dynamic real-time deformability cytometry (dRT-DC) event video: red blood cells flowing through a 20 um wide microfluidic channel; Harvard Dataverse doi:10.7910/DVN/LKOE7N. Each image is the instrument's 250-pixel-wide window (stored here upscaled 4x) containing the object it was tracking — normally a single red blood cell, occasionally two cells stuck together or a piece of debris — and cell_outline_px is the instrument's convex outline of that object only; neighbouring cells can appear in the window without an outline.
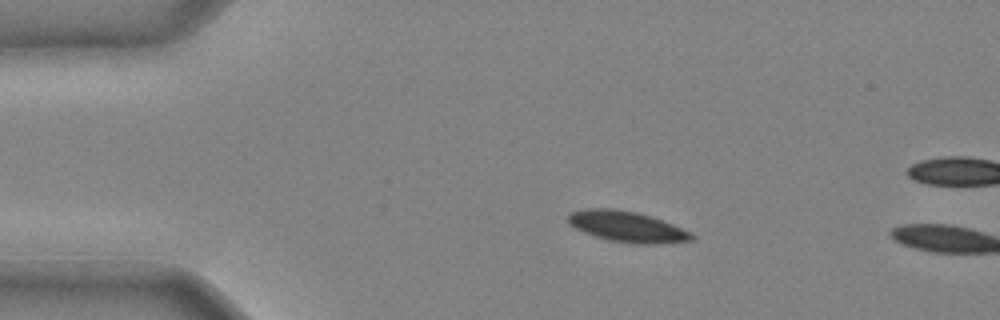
{"species": "common noctule bat (a hibernating species)", "species_latin": "Nyctalus noctula", "temperature_condition": "cold", "stored_images_in_passage": 9, "camera_frame_rate_fps": 3000, "um_per_image_px": 0.085, "animal": {"sex": "male", "body_mass_g": 20.4}, "frame": {"image": 1, "passage_image": 8, "time_ms": 2.333, "image_size_px": [1000, 320], "cell_outline_px": [[696, 236], [692, 240], [656, 244], [632, 244], [608, 240], [584, 232], [568, 224], [568, 212], [588, 208], [612, 208], [636, 212], [672, 224], [692, 232]], "centroid_in_image_um": [53.28, 19.27], "position_along_channel_um": 31.7, "area_um2": 22.14}}